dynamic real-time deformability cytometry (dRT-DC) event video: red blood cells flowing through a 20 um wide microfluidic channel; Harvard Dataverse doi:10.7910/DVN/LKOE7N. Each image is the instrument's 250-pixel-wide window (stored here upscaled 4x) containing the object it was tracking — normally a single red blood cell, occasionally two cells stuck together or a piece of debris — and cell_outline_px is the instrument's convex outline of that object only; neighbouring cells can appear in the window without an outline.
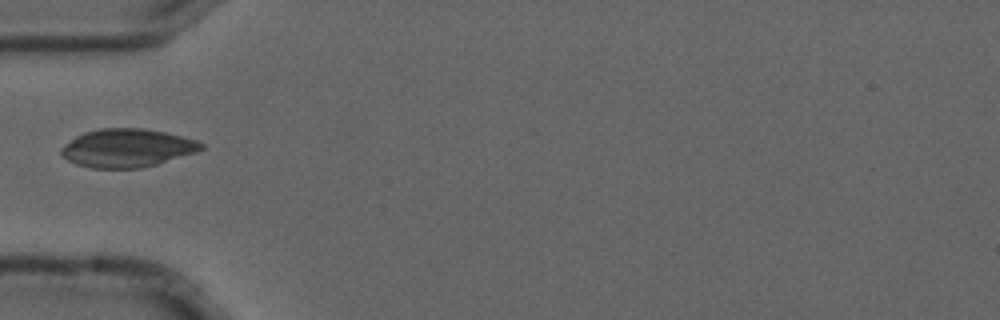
{"species": "common noctule bat (a hibernating species)", "species_latin": "Nyctalus noctula", "temperature_condition": "cold", "stored_images_in_passage": 5, "camera_frame_rate_fps": 3000, "um_per_image_px": 0.085, "animal": {"sex": "male", "forearm_length_mm": 52.5}, "frame": {"image": 1, "passage_image": 5, "time_ms": 1.333, "image_size_px": [1000, 320], "cell_outline_px": [[204, 148], [196, 152], [156, 164], [140, 168], [92, 168], [76, 164], [68, 160], [60, 152], [60, 148], [76, 136], [84, 132], [100, 128], [144, 128], [164, 132], [196, 140], [204, 144]], "centroid_in_image_um": [10.79, 12.58], "position_along_channel_um": 74.2, "area_um2": 31.04}}